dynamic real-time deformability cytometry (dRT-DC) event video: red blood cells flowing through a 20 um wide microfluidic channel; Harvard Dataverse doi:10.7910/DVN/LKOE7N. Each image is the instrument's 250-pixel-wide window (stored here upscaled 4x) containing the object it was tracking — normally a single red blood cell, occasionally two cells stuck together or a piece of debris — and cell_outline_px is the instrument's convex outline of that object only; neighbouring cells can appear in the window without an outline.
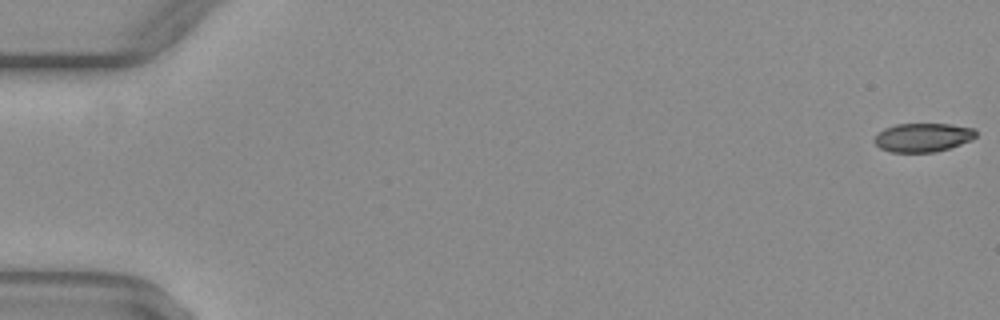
{"species": "common noctule bat (a hibernating species)", "species_latin": "Nyctalus noctula", "temperature_condition": "warm", "stored_images_in_passage": 24, "camera_frame_rate_fps": 3000, "um_per_image_px": 0.085, "animal": {"sex": "female", "body_mass_g": 29.2, "forearm_length_mm": 56.3}, "frame": {"image": 1, "passage_image": 1, "time_ms": 0.0, "image_size_px": [1000, 320], "cell_outline_px": [[976, 136], [972, 140], [936, 152], [892, 152], [880, 148], [872, 140], [884, 128], [896, 124], [952, 124], [976, 128]], "centroid_in_image_um": [78.46, 11.67], "position_along_channel_um": 6.5, "area_um2": 17.05}}
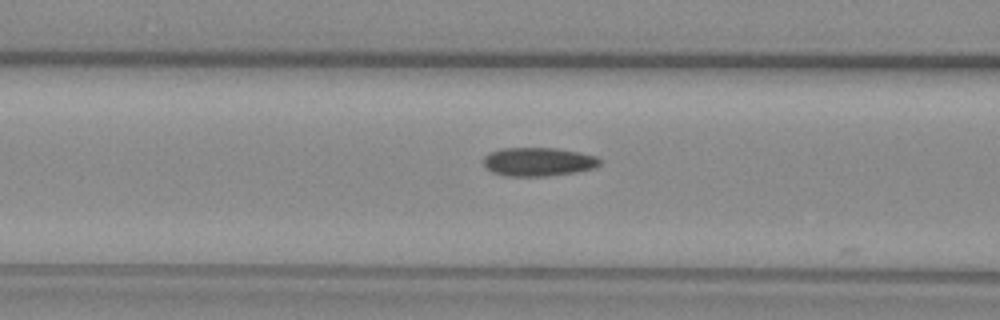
{"frame": {"image": 2, "passage_image": 22, "time_ms": 7.0, "image_size_px": [1000, 320], "cell_outline_px": [[600, 164], [596, 168], [576, 172], [548, 176], [504, 176], [492, 172], [484, 168], [484, 156], [488, 152], [500, 148], [556, 148], [596, 156], [600, 160]], "centroid_in_image_um": [45.71, 13.76], "position_along_channel_um": 120.9, "area_um2": 19.59}}